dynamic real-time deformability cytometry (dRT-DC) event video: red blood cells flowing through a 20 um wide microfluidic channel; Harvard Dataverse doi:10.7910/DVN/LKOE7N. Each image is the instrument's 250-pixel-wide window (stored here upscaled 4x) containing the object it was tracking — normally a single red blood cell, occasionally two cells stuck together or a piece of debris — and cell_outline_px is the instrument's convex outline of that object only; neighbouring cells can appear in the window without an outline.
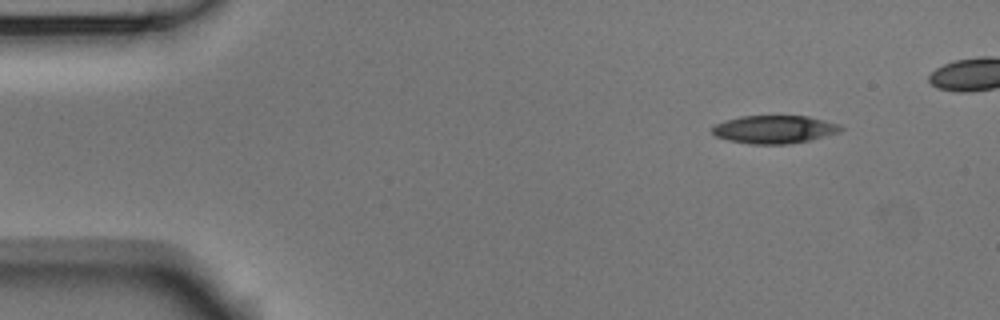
{"species": "Egyptian fruit bat (a non-hibernating species)", "species_latin": "Rousettus aegyptiacus", "temperature_condition": "room temperature", "stored_images_in_passage": 7, "camera_frame_rate_fps": 3000, "um_per_image_px": 0.085, "animal": {"sex": "male"}, "frame": {"image": 1, "passage_image": 1, "time_ms": 0.0, "image_size_px": [1000, 320], "cell_outline_px": [[844, 128], [840, 132], [808, 140], [788, 144], [752, 144], [728, 140], [716, 136], [712, 132], [712, 128], [716, 124], [740, 116], [808, 116], [840, 124]], "centroid_in_image_um": [65.84, 10.99], "position_along_channel_um": 19.2, "area_um2": 20.81}}
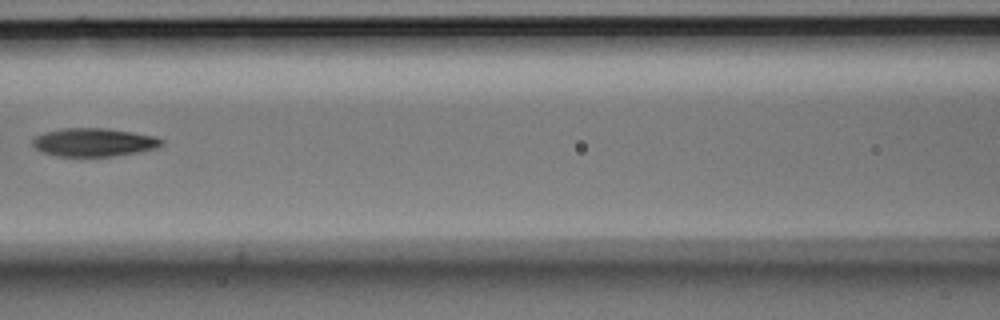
{"frame": {"image": 2, "passage_image": 6, "time_ms": 1.667, "image_size_px": [1000, 320], "cell_outline_px": [[164, 144], [156, 148], [140, 152], [112, 156], [56, 156], [40, 152], [32, 144], [32, 140], [36, 136], [44, 132], [60, 128], [108, 128], [156, 136], [164, 140]], "centroid_in_image_um": [7.98, 12.09], "position_along_channel_um": 158.6, "area_um2": 21.5}}
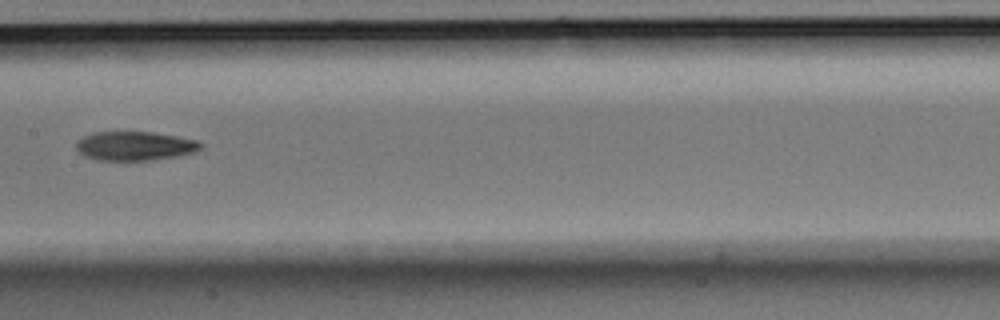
{"frame": {"image": 3, "passage_image": 7, "time_ms": 2.0, "image_size_px": [1000, 320], "cell_outline_px": [[204, 144], [196, 152], [180, 156], [148, 160], [100, 160], [88, 156], [80, 152], [76, 148], [76, 144], [84, 136], [92, 132], [152, 132], [176, 136], [196, 140]], "centroid_in_image_um": [11.51, 12.4], "position_along_channel_um": 195.9, "area_um2": 20.87}}